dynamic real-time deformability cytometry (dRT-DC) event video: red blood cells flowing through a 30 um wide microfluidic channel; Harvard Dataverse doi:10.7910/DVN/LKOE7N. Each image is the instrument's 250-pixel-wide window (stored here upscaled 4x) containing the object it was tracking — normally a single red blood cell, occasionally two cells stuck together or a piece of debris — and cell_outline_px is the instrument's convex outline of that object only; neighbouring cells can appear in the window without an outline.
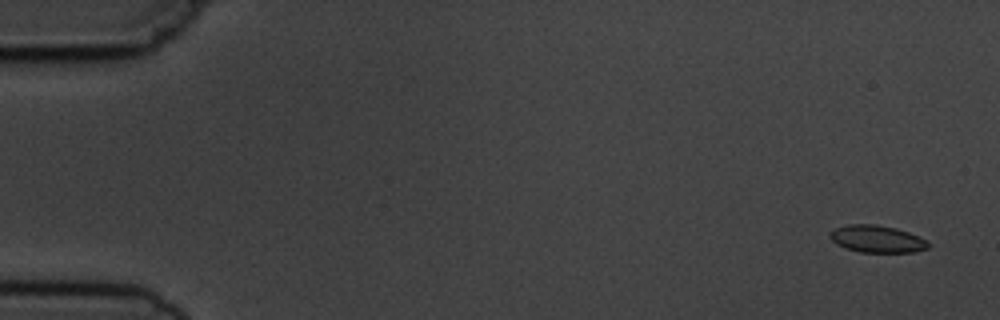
{"species": "common noctule bat (a hibernating species)", "species_latin": "Nyctalus noctula", "temperature_condition": "cold", "stored_images_in_passage": 5, "camera_frame_rate_fps": 3000, "um_per_image_px": 0.085, "animal": {"sex": "male", "body_mass_g": 19.5, "forearm_length_mm": 54.6}, "frame": {"image": 1, "passage_image": 1, "time_ms": 0.0, "image_size_px": [1000, 320], "cell_outline_px": [[928, 248], [916, 252], [860, 252], [844, 248], [836, 244], [828, 236], [836, 228], [848, 224], [876, 224], [896, 228], [908, 232], [924, 240], [928, 244]], "centroid_in_image_um": [74.5, 20.31], "position_along_channel_um": 10.5, "area_um2": 15.43}}
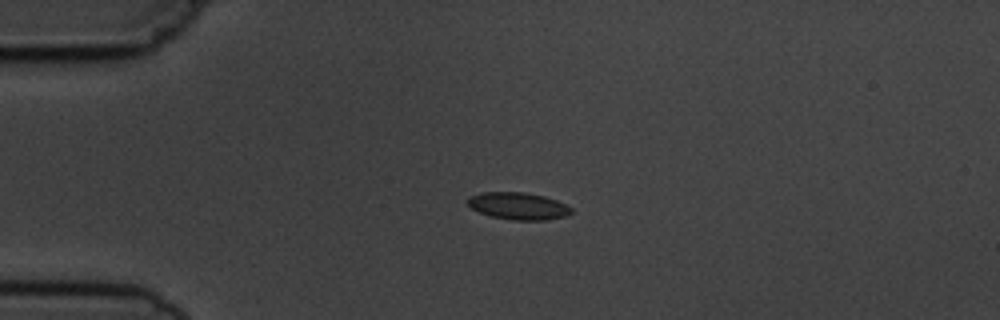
{"frame": {"image": 2, "passage_image": 4, "time_ms": 3.667, "image_size_px": [1000, 320], "cell_outline_px": [[572, 212], [564, 216], [548, 220], [512, 220], [492, 216], [480, 212], [472, 208], [468, 204], [468, 196], [484, 192], [524, 192], [544, 196], [556, 200], [572, 208]], "centroid_in_image_um": [44.05, 17.5], "position_along_channel_um": 40.9, "area_um2": 16.24}}